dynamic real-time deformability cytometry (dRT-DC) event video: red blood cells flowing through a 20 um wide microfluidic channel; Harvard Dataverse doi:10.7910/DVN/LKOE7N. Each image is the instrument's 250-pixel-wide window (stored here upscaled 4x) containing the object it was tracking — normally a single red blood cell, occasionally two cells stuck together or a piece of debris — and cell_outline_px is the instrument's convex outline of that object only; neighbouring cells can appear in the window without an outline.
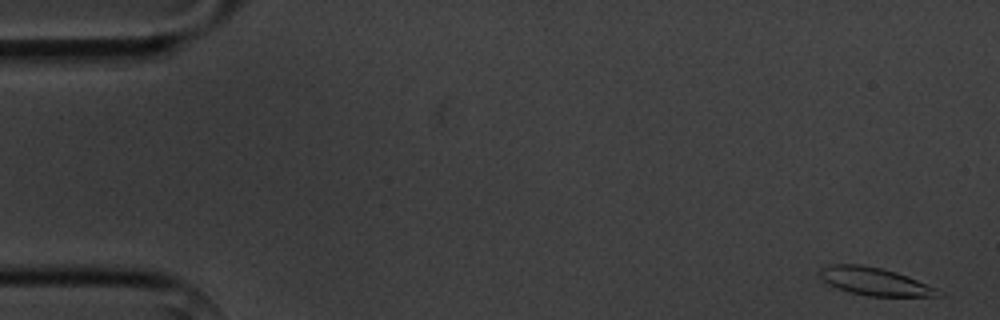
{"species": "common noctule bat (a hibernating species)", "species_latin": "Nyctalus noctula", "temperature_condition": "cold", "stored_images_in_passage": 8, "camera_frame_rate_fps": 3000, "um_per_image_px": 0.085, "animal": {"sex": "male", "body_mass_g": 20.1, "forearm_length_mm": 53.5}, "frame": {"image": 1, "passage_image": 1, "time_ms": 0.0, "image_size_px": [1000, 320], "cell_outline_px": [[944, 292], [940, 296], [868, 296], [848, 292], [836, 288], [828, 284], [816, 272], [820, 268], [828, 264], [864, 264], [896, 272], [908, 276], [936, 288]], "centroid_in_image_um": [74.31, 23.91], "position_along_channel_um": 10.7, "area_um2": 19.36}}
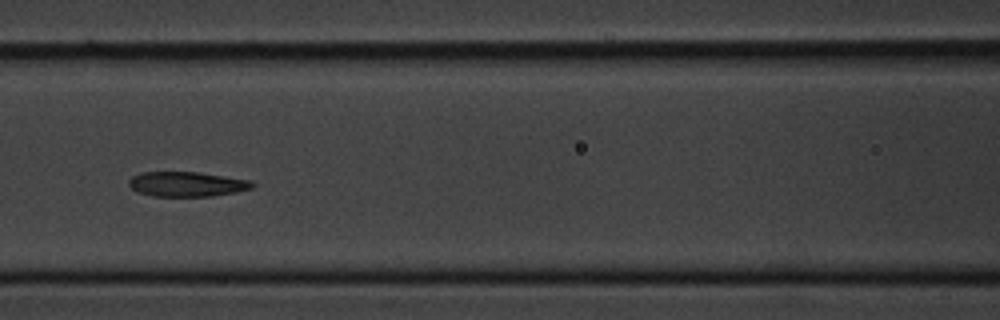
{"frame": {"image": 2, "passage_image": 7, "time_ms": 7.333, "image_size_px": [1000, 320], "cell_outline_px": [[256, 184], [252, 188], [236, 192], [212, 196], [152, 196], [136, 192], [128, 184], [128, 180], [132, 176], [140, 172], [200, 172], [252, 180]], "centroid_in_image_um": [15.89, 15.64], "position_along_channel_um": 150.7, "area_um2": 18.09}}
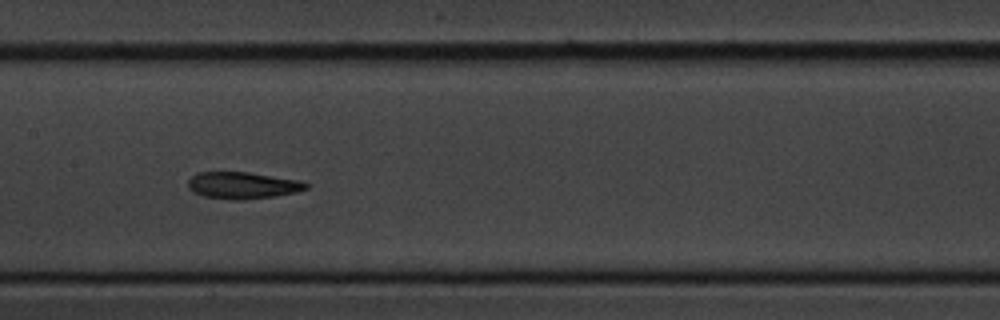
{"frame": {"image": 3, "passage_image": 8, "time_ms": 8.333, "image_size_px": [1000, 320], "cell_outline_px": [[308, 188], [296, 192], [272, 196], [244, 200], [232, 200], [204, 196], [192, 192], [188, 188], [188, 180], [196, 172], [248, 172], [300, 180], [308, 184]], "centroid_in_image_um": [20.59, 15.75], "position_along_channel_um": 186.8, "area_um2": 18.44}}